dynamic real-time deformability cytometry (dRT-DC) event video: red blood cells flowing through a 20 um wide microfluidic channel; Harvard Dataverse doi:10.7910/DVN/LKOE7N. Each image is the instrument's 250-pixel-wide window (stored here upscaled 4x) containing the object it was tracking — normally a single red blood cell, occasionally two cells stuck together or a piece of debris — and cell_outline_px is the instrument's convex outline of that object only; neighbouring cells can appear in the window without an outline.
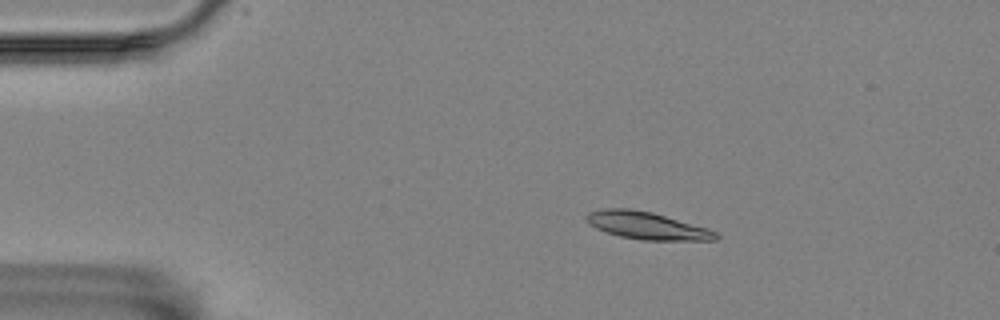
{"species": "Egyptian fruit bat (a non-hibernating species)", "species_latin": "Rousettus aegyptiacus", "temperature_condition": "room temperature", "stored_images_in_passage": 38, "camera_frame_rate_fps": 3000, "um_per_image_px": 0.085, "animal": {"sex": "female"}, "frame": {"image": 1, "passage_image": 4, "time_ms": 1.0, "image_size_px": [1000, 320], "cell_outline_px": [[720, 236], [716, 240], [640, 240], [620, 236], [596, 228], [588, 224], [584, 216], [588, 212], [604, 208], [628, 208], [652, 212], [708, 228], [716, 232]], "centroid_in_image_um": [54.97, 19.17], "position_along_channel_um": 30.0, "area_um2": 20.69}}
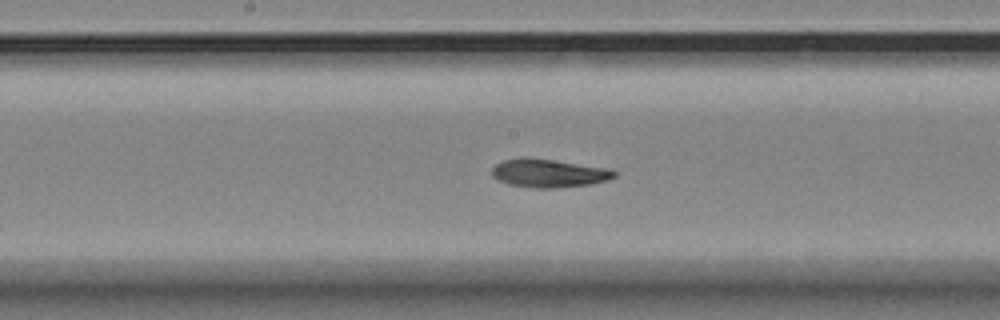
{"frame": {"image": 2, "passage_image": 23, "time_ms": 7.333, "image_size_px": [1000, 320], "cell_outline_px": [[616, 176], [608, 180], [588, 184], [556, 188], [532, 188], [508, 184], [492, 176], [492, 168], [496, 164], [504, 160], [524, 156], [528, 156], [612, 168], [616, 172]], "centroid_in_image_um": [46.66, 14.7], "position_along_channel_um": 201.5, "area_um2": 20.52}}
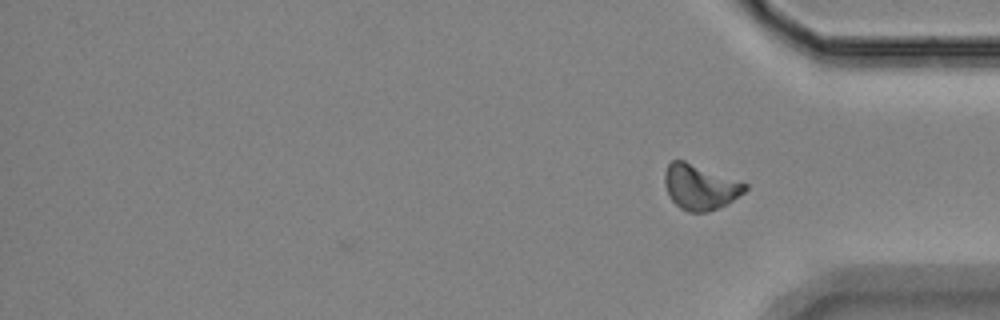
{"frame": {"image": 3, "passage_image": 38, "time_ms": 12.333, "image_size_px": [1000, 320], "cell_outline_px": [[748, 188], [744, 192], [728, 204], [708, 212], [688, 212], [680, 208], [672, 200], [664, 184], [664, 172], [668, 164], [672, 160], [684, 160], [748, 184]], "centroid_in_image_um": [59.5, 15.9], "position_along_channel_um": 375.7, "area_um2": 21.15}}